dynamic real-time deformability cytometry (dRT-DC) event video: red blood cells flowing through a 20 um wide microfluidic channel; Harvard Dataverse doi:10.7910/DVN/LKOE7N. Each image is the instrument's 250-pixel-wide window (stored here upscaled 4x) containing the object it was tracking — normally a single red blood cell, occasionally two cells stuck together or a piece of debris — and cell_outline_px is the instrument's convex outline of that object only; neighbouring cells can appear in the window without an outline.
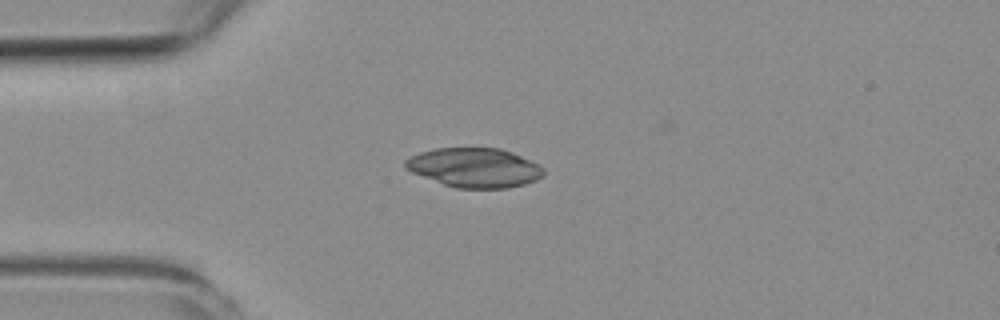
{"species": "common noctule bat (a hibernating species)", "species_latin": "Nyctalus noctula", "temperature_condition": "room temperature", "stored_images_in_passage": 6, "camera_frame_rate_fps": 3000, "um_per_image_px": 0.085, "animal": {"sex": "female", "body_mass_g": 19.3, "forearm_length_mm": 54.1}, "frame": {"image": 1, "passage_image": 6, "time_ms": 6.0, "image_size_px": [1000, 320], "cell_outline_px": [[544, 176], [536, 180], [524, 184], [508, 188], [456, 188], [444, 184], [412, 172], [404, 168], [404, 160], [420, 152], [436, 148], [500, 148], [512, 152], [540, 164], [544, 168]], "centroid_in_image_um": [40.36, 14.25], "position_along_channel_um": 44.6, "area_um2": 31.73}}